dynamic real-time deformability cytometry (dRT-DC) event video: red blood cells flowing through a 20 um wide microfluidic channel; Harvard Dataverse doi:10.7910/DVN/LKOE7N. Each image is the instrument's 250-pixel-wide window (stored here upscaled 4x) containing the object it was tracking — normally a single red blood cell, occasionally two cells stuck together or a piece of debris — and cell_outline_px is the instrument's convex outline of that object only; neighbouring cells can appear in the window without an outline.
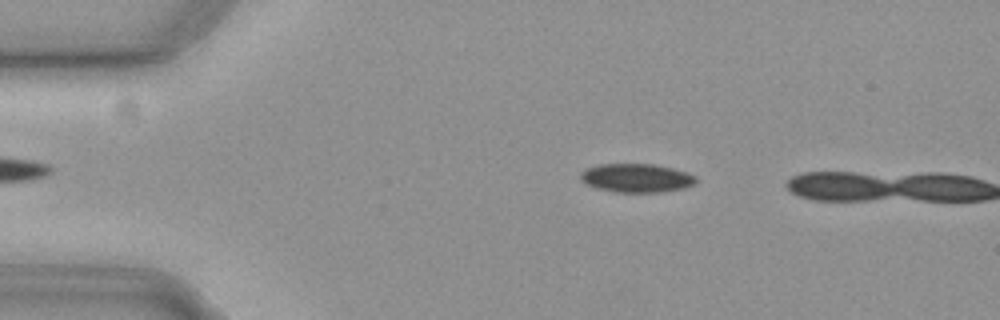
{"species": "common noctule bat (a hibernating species)", "species_latin": "Nyctalus noctula", "temperature_condition": "cold", "stored_images_in_passage": 12, "camera_frame_rate_fps": 3000, "um_per_image_px": 0.085, "animal": {"sex": "female", "body_mass_g": 19.3, "forearm_length_mm": 54.1}, "frame": {"image": 1, "passage_image": 10, "time_ms": 3.0, "image_size_px": [1000, 320], "cell_outline_px": [[696, 180], [692, 184], [684, 188], [660, 192], [612, 192], [596, 188], [580, 180], [580, 172], [588, 168], [600, 164], [652, 164], [672, 168], [696, 176]], "centroid_in_image_um": [54.06, 15.13], "position_along_channel_um": 30.9, "area_um2": 19.13}}